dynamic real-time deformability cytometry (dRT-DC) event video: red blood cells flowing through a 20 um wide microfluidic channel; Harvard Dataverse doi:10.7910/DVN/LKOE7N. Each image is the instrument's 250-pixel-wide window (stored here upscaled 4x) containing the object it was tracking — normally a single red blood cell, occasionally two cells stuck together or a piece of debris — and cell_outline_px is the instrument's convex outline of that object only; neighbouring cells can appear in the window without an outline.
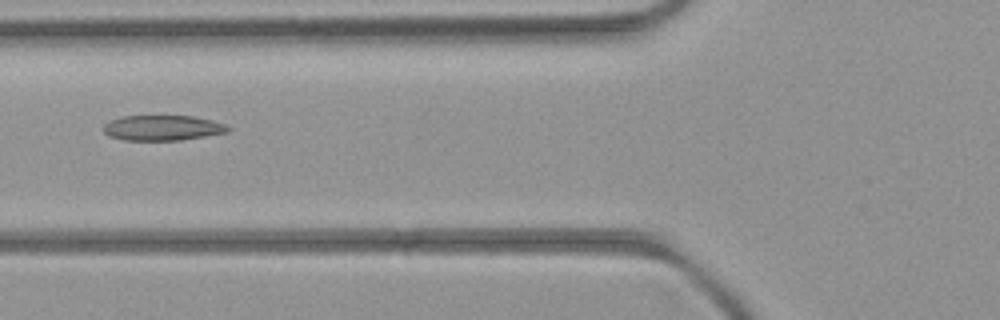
{"species": "common noctule bat (a hibernating species)", "species_latin": "Nyctalus noctula", "temperature_condition": "room temperature", "stored_images_in_passage": 7, "camera_frame_rate_fps": 3000, "um_per_image_px": 0.085, "animal": {"sex": "female", "body_mass_g": 21.9}, "frame": {"image": 1, "passage_image": 7, "time_ms": 6.667, "image_size_px": [1000, 320], "cell_outline_px": [[232, 128], [228, 132], [180, 140], [124, 140], [108, 136], [104, 132], [104, 124], [120, 116], [192, 116], [212, 120], [224, 124]], "centroid_in_image_um": [13.81, 10.87], "position_along_channel_um": 112.0, "area_um2": 18.26}}